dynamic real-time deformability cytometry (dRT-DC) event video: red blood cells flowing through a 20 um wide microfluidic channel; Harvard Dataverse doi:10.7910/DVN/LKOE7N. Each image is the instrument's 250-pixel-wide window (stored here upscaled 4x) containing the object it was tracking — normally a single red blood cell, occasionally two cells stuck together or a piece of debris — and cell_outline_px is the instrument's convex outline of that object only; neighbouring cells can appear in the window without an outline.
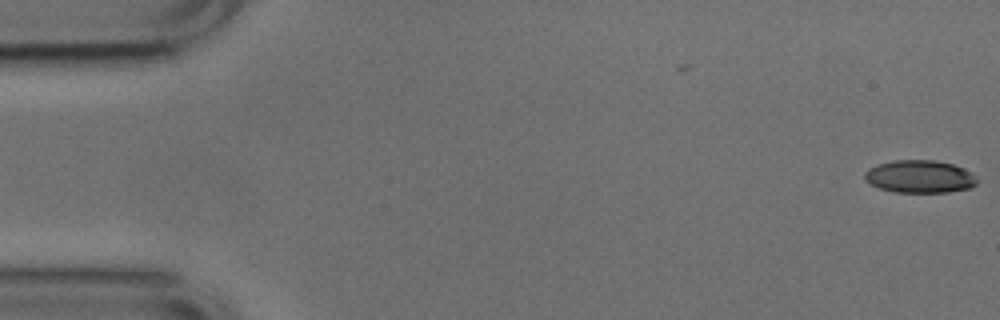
{"species": "common noctule bat (a hibernating species)", "species_latin": "Nyctalus noctula", "temperature_condition": "cold", "stored_images_in_passage": 2, "camera_frame_rate_fps": 3000, "um_per_image_px": 0.085, "animal": {"sex": "male", "body_mass_g": 17.9, "forearm_length_mm": 54.2}, "frame": {"image": 1, "passage_image": 2, "time_ms": 0.333, "image_size_px": [1000, 320], "cell_outline_px": [[976, 184], [968, 188], [948, 192], [892, 192], [880, 188], [864, 180], [864, 172], [868, 168], [880, 164], [896, 160], [932, 160], [952, 164], [964, 168], [972, 172], [976, 180]], "centroid_in_image_um": [78.16, 15.01], "position_along_channel_um": 6.8, "area_um2": 21.27}}